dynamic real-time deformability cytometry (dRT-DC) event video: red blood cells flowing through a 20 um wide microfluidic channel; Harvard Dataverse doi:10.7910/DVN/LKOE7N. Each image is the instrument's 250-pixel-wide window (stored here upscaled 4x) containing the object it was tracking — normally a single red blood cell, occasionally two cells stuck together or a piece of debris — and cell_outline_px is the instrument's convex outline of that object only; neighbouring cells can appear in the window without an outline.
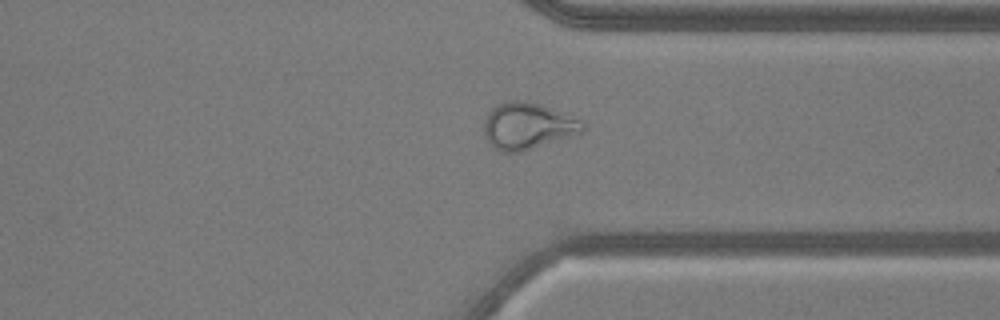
{"species": "common noctule bat (a hibernating species)", "species_latin": "Nyctalus noctula", "temperature_condition": "warm", "stored_images_in_passage": 47, "camera_frame_rate_fps": 3000, "um_per_image_px": 0.085, "animal": {"sex": "male", "body_mass_g": 20.5, "forearm_length_mm": 52.5}, "frame": {"image": 1, "passage_image": 34, "time_ms": 11.0, "image_size_px": [1000, 320], "cell_outline_px": [[584, 132], [520, 152], [504, 152], [496, 148], [484, 136], [484, 120], [488, 112], [492, 108], [508, 100], [524, 100], [540, 104], [568, 112], [584, 120]], "centroid_in_image_um": [44.91, 10.68], "position_along_channel_um": 366.5, "area_um2": 27.05}, "authors_computed_cell_mechanics": {"area_um2": 27.0504, "velocity_mm_per_s": 3.7756, "shape_relaxation_time_tau1_ms": null, "shape_relaxation_time_tau2_ms": 1.7144, "deformation_change_tau1": null, "deformation_change_tau2": 0.0882}}